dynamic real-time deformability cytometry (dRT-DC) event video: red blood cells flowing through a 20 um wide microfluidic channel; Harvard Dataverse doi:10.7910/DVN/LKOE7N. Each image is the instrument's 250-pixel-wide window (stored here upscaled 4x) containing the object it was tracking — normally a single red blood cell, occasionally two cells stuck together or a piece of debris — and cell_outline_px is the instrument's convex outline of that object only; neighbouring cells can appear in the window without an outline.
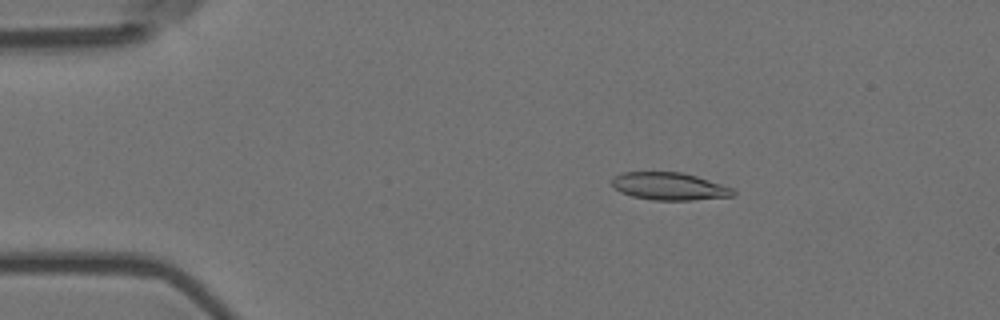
{"species": "Egyptian fruit bat (a non-hibernating species)", "species_latin": "Rousettus aegyptiacus", "temperature_condition": "room temperature", "stored_images_in_passage": 57, "camera_frame_rate_fps": 3000, "um_per_image_px": 0.085, "animal": {"sex": "female"}, "frame": {"image": 1, "passage_image": 10, "time_ms": 3.0, "image_size_px": [1000, 320], "cell_outline_px": [[736, 196], [692, 200], [652, 200], [632, 196], [620, 192], [612, 188], [612, 176], [624, 172], [680, 172], [696, 176], [732, 188], [736, 192]], "centroid_in_image_um": [56.86, 15.84], "position_along_channel_um": 28.1, "area_um2": 19.54}}
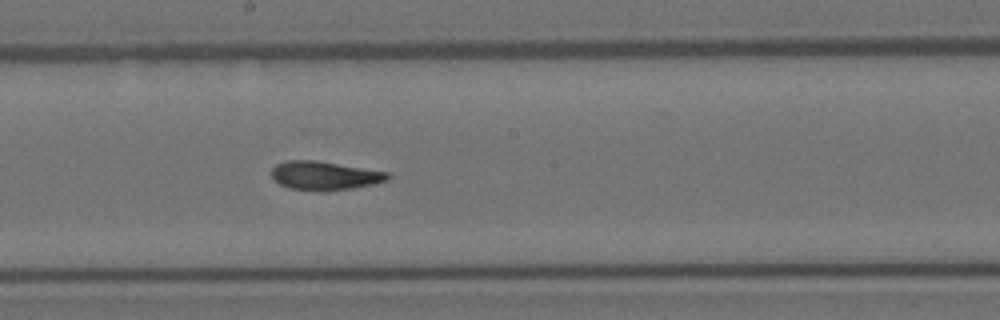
{"frame": {"image": 2, "passage_image": 31, "time_ms": 10.0, "image_size_px": [1000, 320], "cell_outline_px": [[392, 176], [388, 180], [372, 184], [352, 188], [324, 192], [288, 188], [280, 184], [272, 176], [272, 168], [276, 164], [284, 160], [316, 160], [388, 172]], "centroid_in_image_um": [27.59, 14.93], "position_along_channel_um": 220.6, "area_um2": 19.54}}
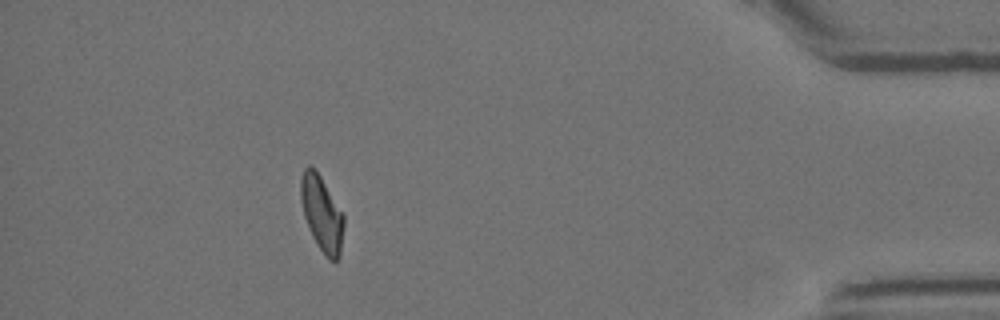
{"frame": {"image": 3, "passage_image": 51, "time_ms": 16.667, "image_size_px": [1000, 320], "cell_outline_px": [[344, 224], [340, 256], [336, 260], [328, 260], [316, 244], [312, 236], [304, 216], [300, 200], [300, 176], [304, 168], [308, 164], [312, 164], [316, 168], [344, 212]], "centroid_in_image_um": [27.35, 18.09], "position_along_channel_um": 407.9, "area_um2": 19.54}, "authors_computed_cell_mechanics": {"area_um2": 19.363, "velocity_mm_per_s": 3.5995, "shape_relaxation_time_tau1_ms": null, "shape_relaxation_time_tau2_ms": 2.5977, "deformation_change_tau1": null, "deformation_change_tau2": 0.0989}}